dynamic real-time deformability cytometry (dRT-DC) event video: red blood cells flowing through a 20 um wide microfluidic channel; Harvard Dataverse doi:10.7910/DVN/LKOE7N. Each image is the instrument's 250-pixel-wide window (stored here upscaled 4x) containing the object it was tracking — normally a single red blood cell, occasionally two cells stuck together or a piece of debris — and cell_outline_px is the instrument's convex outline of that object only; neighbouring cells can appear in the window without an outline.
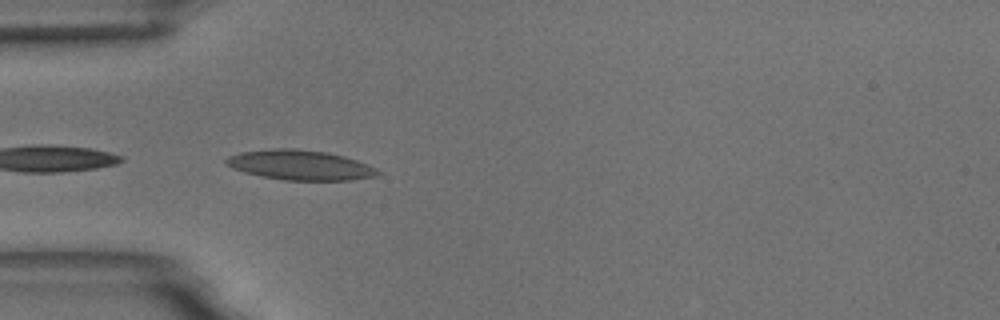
{"species": "common noctule bat (a hibernating species)", "species_latin": "Nyctalus noctula", "temperature_condition": "room temperature", "stored_images_in_passage": 8, "camera_frame_rate_fps": 3000, "um_per_image_px": 0.085, "animal": {"sex": "male", "body_mass_g": 18.8}, "frame": {"image": 1, "passage_image": 2, "time_ms": 0.333, "image_size_px": [1000, 320], "cell_outline_px": [[384, 172], [376, 176], [348, 180], [284, 180], [244, 172], [232, 168], [224, 160], [228, 156], [240, 152], [272, 148], [296, 148], [324, 152], [344, 156], [356, 160], [376, 168]], "centroid_in_image_um": [25.52, 14.02], "position_along_channel_um": 59.5, "area_um2": 26.3}}